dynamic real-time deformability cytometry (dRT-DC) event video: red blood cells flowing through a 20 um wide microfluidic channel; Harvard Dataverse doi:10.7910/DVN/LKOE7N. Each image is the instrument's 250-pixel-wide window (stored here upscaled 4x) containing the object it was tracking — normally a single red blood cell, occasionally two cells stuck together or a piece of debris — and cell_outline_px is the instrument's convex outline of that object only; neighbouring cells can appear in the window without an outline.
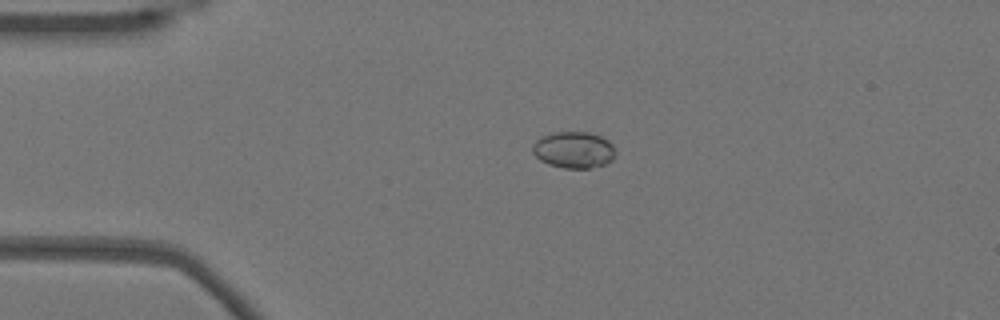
{"species": "Egyptian fruit bat (a non-hibernating species)", "species_latin": "Rousettus aegyptiacus", "temperature_condition": "warm", "stored_images_in_passage": 43, "camera_frame_rate_fps": 3000, "um_per_image_px": 0.085, "animal": {"sex": "female"}, "frame": {"image": 1, "passage_image": 2, "time_ms": 0.333, "image_size_px": [1000, 320], "cell_outline_px": [[616, 152], [612, 160], [604, 164], [588, 168], [564, 168], [548, 164], [540, 160], [532, 152], [532, 144], [540, 136], [552, 132], [588, 132], [600, 136], [608, 140], [612, 144]], "centroid_in_image_um": [48.74, 12.73], "position_along_channel_um": 36.3, "area_um2": 17.74}}
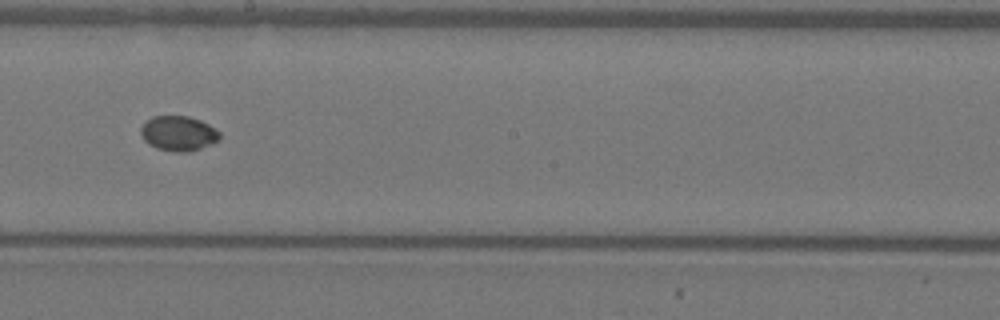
{"frame": {"image": 2, "passage_image": 20, "time_ms": 6.333, "image_size_px": [1000, 320], "cell_outline_px": [[220, 140], [212, 144], [188, 152], [176, 152], [156, 148], [148, 144], [144, 140], [140, 132], [140, 128], [152, 116], [188, 116], [200, 120], [216, 128], [220, 132]], "centroid_in_image_um": [15.19, 11.34], "position_along_channel_um": 233.0, "area_um2": 16.13}}
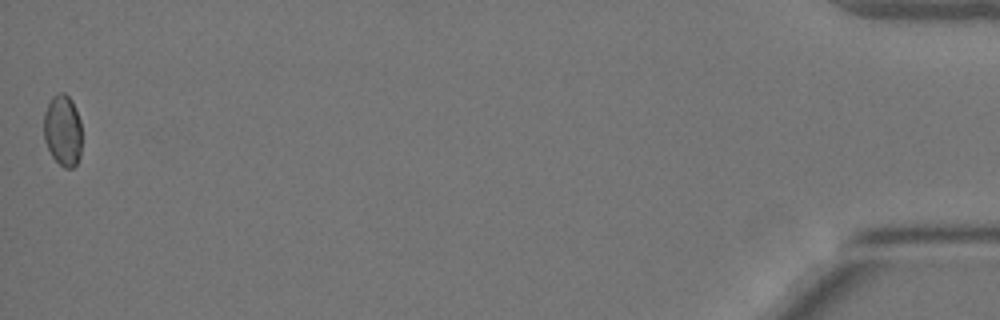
{"frame": {"image": 3, "passage_image": 43, "time_ms": 14.0, "image_size_px": [1000, 320], "cell_outline_px": [[80, 156], [76, 164], [72, 168], [64, 168], [52, 156], [44, 140], [44, 112], [52, 96], [60, 92], [64, 92], [72, 100], [80, 120]], "centroid_in_image_um": [5.32, 11.07], "position_along_channel_um": 429.9, "area_um2": 15.72}}